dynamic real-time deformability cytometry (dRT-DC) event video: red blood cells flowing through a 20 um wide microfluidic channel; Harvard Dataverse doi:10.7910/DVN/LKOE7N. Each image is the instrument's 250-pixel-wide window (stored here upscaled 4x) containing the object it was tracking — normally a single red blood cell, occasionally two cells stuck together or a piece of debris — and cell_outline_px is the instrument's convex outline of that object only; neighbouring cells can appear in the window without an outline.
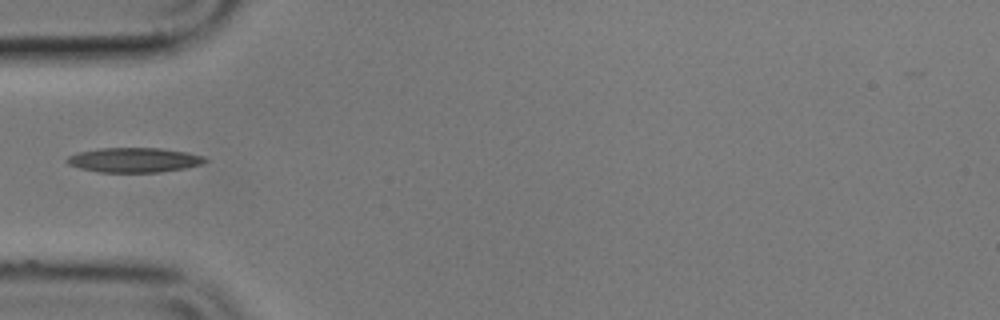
{"species": "common noctule bat (a hibernating species)", "species_latin": "Nyctalus noctula", "temperature_condition": "cold", "stored_images_in_passage": 10, "camera_frame_rate_fps": 3000, "um_per_image_px": 0.085, "animal": {"sex": "male", "body_mass_g": 17.9}, "frame": {"image": 1, "passage_image": 1, "time_ms": 0.0, "image_size_px": [1000, 320], "cell_outline_px": [[208, 160], [200, 164], [184, 168], [160, 172], [100, 172], [80, 168], [68, 164], [64, 160], [68, 156], [80, 152], [100, 148], [160, 148], [184, 152], [204, 156]], "centroid_in_image_um": [11.37, 13.6], "position_along_channel_um": 73.6, "area_um2": 19.65}}
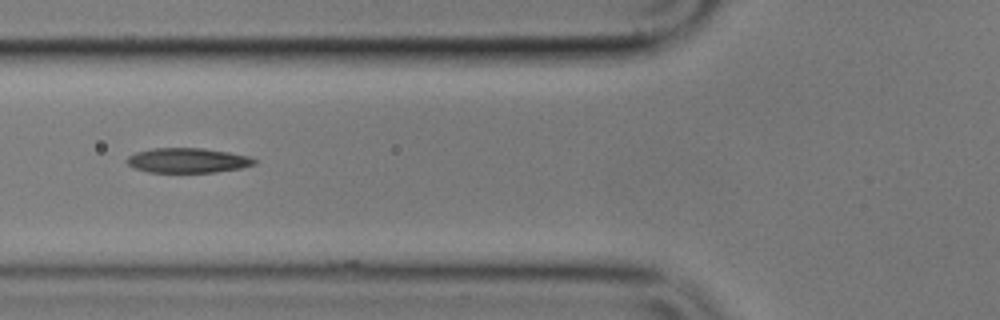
{"frame": {"image": 2, "passage_image": 4, "time_ms": 1.0, "image_size_px": [1000, 320], "cell_outline_px": [[256, 164], [240, 168], [212, 172], [148, 172], [132, 168], [124, 160], [128, 156], [136, 152], [156, 148], [204, 148], [228, 152], [248, 156], [256, 160]], "centroid_in_image_um": [15.91, 13.63], "position_along_channel_um": 109.9, "area_um2": 18.38}}
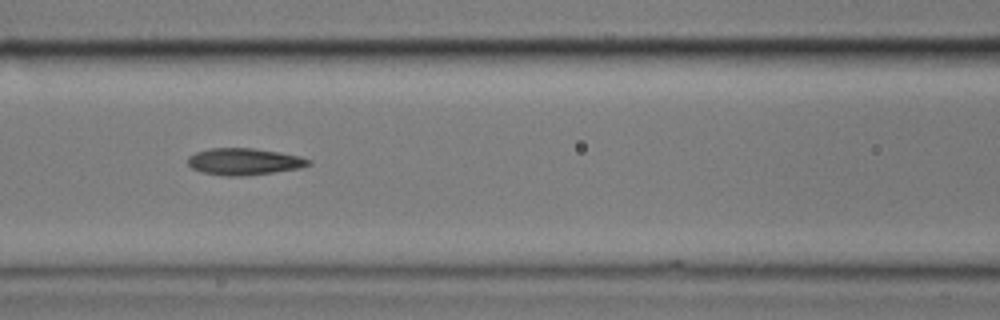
{"frame": {"image": 3, "passage_image": 7, "time_ms": 2.0, "image_size_px": [1000, 320], "cell_outline_px": [[312, 164], [300, 168], [244, 176], [228, 176], [200, 172], [192, 168], [188, 164], [188, 156], [196, 152], [212, 148], [252, 148], [280, 152], [300, 156], [312, 160]], "centroid_in_image_um": [20.76, 13.73], "position_along_channel_um": 145.8, "area_um2": 18.84}}